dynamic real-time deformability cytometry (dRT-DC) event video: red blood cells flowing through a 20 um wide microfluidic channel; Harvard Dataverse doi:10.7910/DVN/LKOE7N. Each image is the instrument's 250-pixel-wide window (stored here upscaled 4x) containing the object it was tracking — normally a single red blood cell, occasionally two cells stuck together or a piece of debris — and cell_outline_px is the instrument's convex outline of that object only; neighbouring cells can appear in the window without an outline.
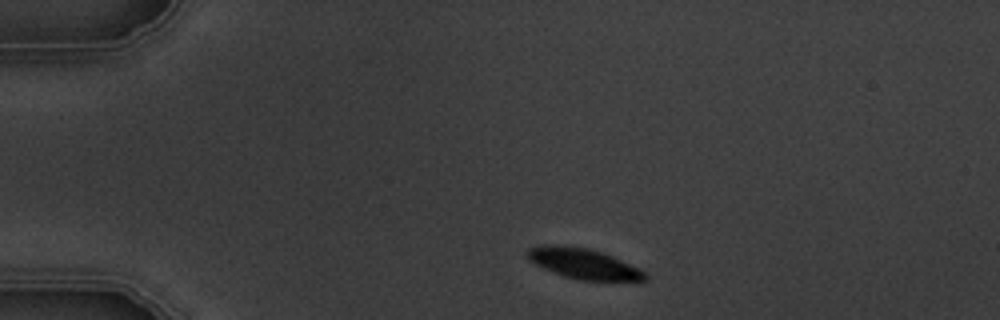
{"species": "common noctule bat (a hibernating species)", "species_latin": "Nyctalus noctula", "temperature_condition": "warm", "stored_images_in_passage": 4, "camera_frame_rate_fps": 3000, "um_per_image_px": 0.085, "animal": {"sex": "male", "body_mass_g": 19.5, "forearm_length_mm": 54.6}, "frame": {"image": 1, "passage_image": 1, "time_ms": 0.0, "image_size_px": [1000, 320], "cell_outline_px": [[648, 280], [580, 280], [564, 276], [552, 272], [528, 260], [524, 252], [528, 248], [544, 244], [552, 244], [588, 248], [604, 252], [640, 268], [648, 276]], "centroid_in_image_um": [49.57, 22.39], "position_along_channel_um": 35.4, "area_um2": 20.98}}
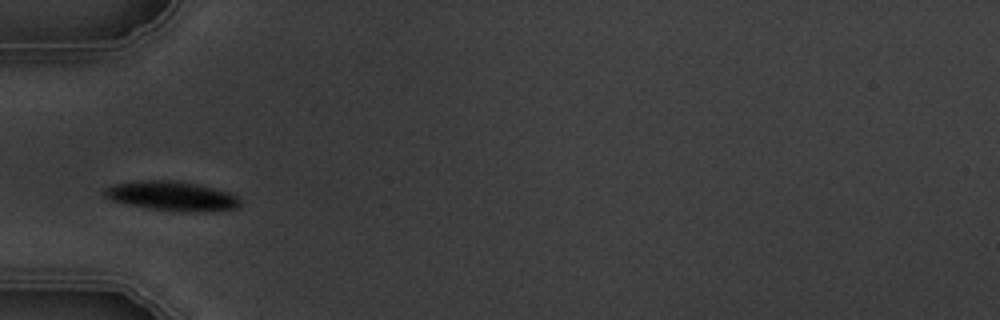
{"frame": {"image": 2, "passage_image": 3, "time_ms": 2.333, "image_size_px": [1000, 320], "cell_outline_px": [[240, 204], [236, 208], [204, 212], [180, 212], [144, 208], [108, 200], [104, 196], [104, 188], [116, 184], [148, 180], [168, 180], [196, 184], [228, 192], [236, 196], [240, 200]], "centroid_in_image_um": [14.57, 16.69], "position_along_channel_um": 70.4, "area_um2": 23.24}}
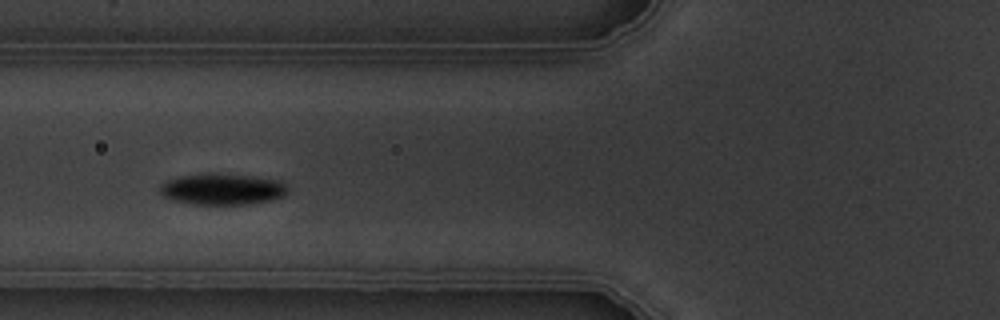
{"frame": {"image": 3, "passage_image": 4, "time_ms": 3.333, "image_size_px": [1000, 320], "cell_outline_px": [[288, 192], [284, 196], [272, 200], [248, 204], [192, 204], [172, 200], [164, 196], [160, 192], [160, 184], [168, 180], [180, 176], [208, 172], [248, 176], [280, 180], [288, 188]], "centroid_in_image_um": [18.89, 16.07], "position_along_channel_um": 106.9, "area_um2": 23.35}}